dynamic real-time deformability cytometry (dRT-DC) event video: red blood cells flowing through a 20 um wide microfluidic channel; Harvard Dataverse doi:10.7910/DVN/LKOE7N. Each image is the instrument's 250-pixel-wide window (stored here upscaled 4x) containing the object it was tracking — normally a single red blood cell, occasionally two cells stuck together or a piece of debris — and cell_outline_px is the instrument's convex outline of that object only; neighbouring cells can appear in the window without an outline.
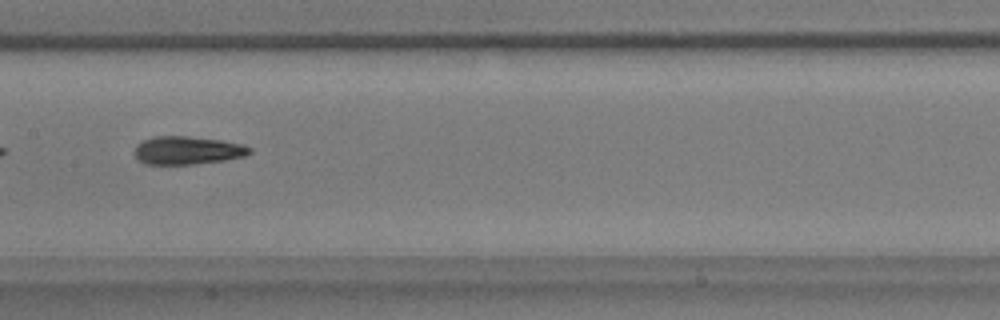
{"species": "common noctule bat (a hibernating species)", "species_latin": "Nyctalus noctula", "temperature_condition": "warm", "stored_images_in_passage": 24, "camera_frame_rate_fps": 3000, "um_per_image_px": 0.085, "animal": {"sex": "male", "body_mass_g": 17.9}, "frame": {"image": 1, "passage_image": 11, "time_ms": 3.333, "image_size_px": [1000, 320], "cell_outline_px": [[252, 152], [244, 156], [224, 160], [192, 164], [144, 164], [136, 156], [136, 144], [152, 136], [188, 136], [220, 140], [244, 144], [252, 148]], "centroid_in_image_um": [15.96, 12.77], "position_along_channel_um": 191.4, "area_um2": 18.79}}